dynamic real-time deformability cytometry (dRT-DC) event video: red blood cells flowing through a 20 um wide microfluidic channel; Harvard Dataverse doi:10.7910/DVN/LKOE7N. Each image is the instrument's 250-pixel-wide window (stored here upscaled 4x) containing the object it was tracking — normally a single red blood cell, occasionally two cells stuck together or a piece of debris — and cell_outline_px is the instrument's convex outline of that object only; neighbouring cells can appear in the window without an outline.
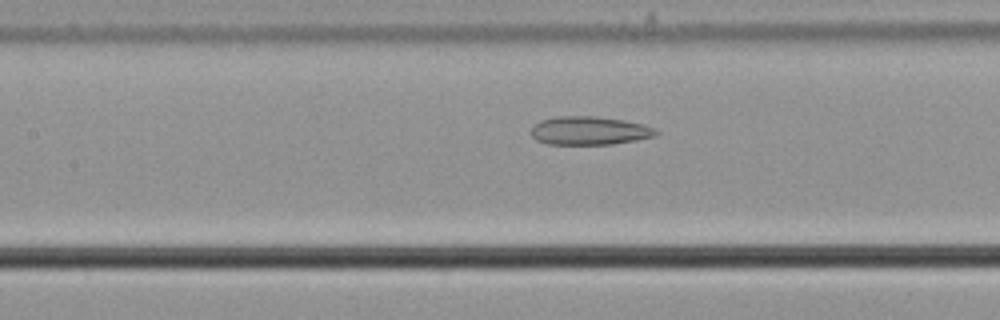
{"species": "common noctule bat (a hibernating species)", "species_latin": "Nyctalus noctula", "temperature_condition": "cold", "stored_images_in_passage": 53, "camera_frame_rate_fps": 3000, "um_per_image_px": 0.085, "animal": {"sex": "male", "body_mass_g": 21.5, "forearm_length_mm": 52.0}, "frame": {"image": 1, "passage_image": 23, "time_ms": 7.333, "image_size_px": [1000, 320], "cell_outline_px": [[660, 132], [656, 136], [636, 140], [612, 144], [544, 144], [536, 140], [532, 136], [532, 128], [540, 120], [556, 116], [596, 116], [624, 120], [644, 124], [656, 128]], "centroid_in_image_um": [50.13, 11.1], "position_along_channel_um": 157.3, "area_um2": 20.87}}
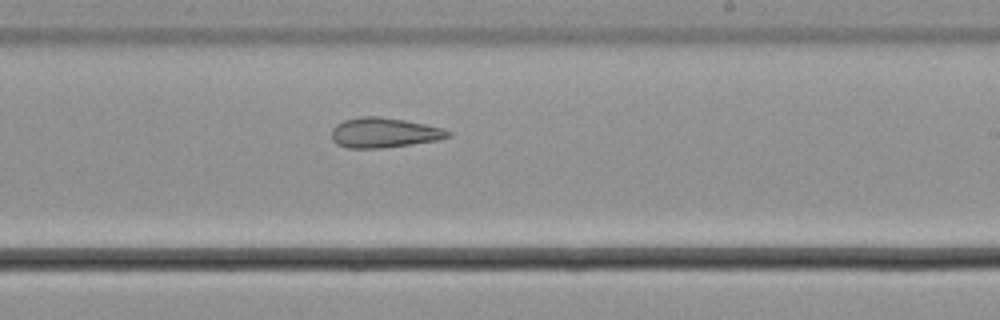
{"frame": {"image": 2, "passage_image": 31, "time_ms": 10.0, "image_size_px": [1000, 320], "cell_outline_px": [[452, 136], [436, 140], [412, 144], [380, 148], [348, 148], [336, 144], [332, 140], [332, 128], [336, 124], [344, 120], [360, 116], [380, 116], [404, 120], [444, 128], [452, 132]], "centroid_in_image_um": [32.64, 11.27], "position_along_channel_um": 256.4, "area_um2": 20.4}}
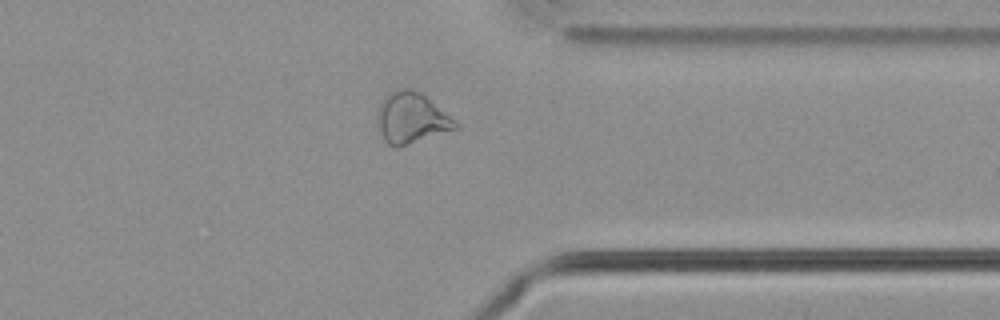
{"frame": {"image": 3, "passage_image": 41, "time_ms": 13.333, "image_size_px": [1000, 320], "cell_outline_px": [[460, 124], [456, 128], [400, 148], [396, 148], [388, 144], [384, 140], [380, 128], [380, 104], [384, 96], [400, 88], [408, 88], [420, 92], [456, 120]], "centroid_in_image_um": [35.01, 10.05], "position_along_channel_um": 376.4, "area_um2": 22.66}, "authors_computed_cell_mechanics": {"area_um2": 25.0852, "velocity_mm_per_s": 3.7273, "shape_relaxation_time_tau1_ms": null, "shape_relaxation_time_tau2_ms": 4.8422, "deformation_change_tau1": null, "deformation_change_tau2": 0.1333}}